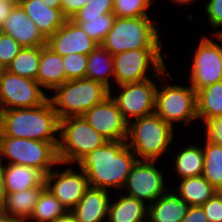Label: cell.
<instances>
[{
  "label": "cell",
  "mask_w": 222,
  "mask_h": 222,
  "mask_svg": "<svg viewBox=\"0 0 222 222\" xmlns=\"http://www.w3.org/2000/svg\"><path fill=\"white\" fill-rule=\"evenodd\" d=\"M138 161L126 141H107L89 152L78 163L86 174L89 186L121 191L133 166ZM121 189V190H120Z\"/></svg>",
  "instance_id": "obj_1"
},
{
  "label": "cell",
  "mask_w": 222,
  "mask_h": 222,
  "mask_svg": "<svg viewBox=\"0 0 222 222\" xmlns=\"http://www.w3.org/2000/svg\"><path fill=\"white\" fill-rule=\"evenodd\" d=\"M59 130L60 119L49 98L33 108L0 111V136L59 142Z\"/></svg>",
  "instance_id": "obj_2"
},
{
  "label": "cell",
  "mask_w": 222,
  "mask_h": 222,
  "mask_svg": "<svg viewBox=\"0 0 222 222\" xmlns=\"http://www.w3.org/2000/svg\"><path fill=\"white\" fill-rule=\"evenodd\" d=\"M174 131L154 112L128 123L126 144L138 160L159 161L169 147L177 144Z\"/></svg>",
  "instance_id": "obj_3"
},
{
  "label": "cell",
  "mask_w": 222,
  "mask_h": 222,
  "mask_svg": "<svg viewBox=\"0 0 222 222\" xmlns=\"http://www.w3.org/2000/svg\"><path fill=\"white\" fill-rule=\"evenodd\" d=\"M159 21L150 16L117 18L100 44L112 55L136 49H164Z\"/></svg>",
  "instance_id": "obj_4"
},
{
  "label": "cell",
  "mask_w": 222,
  "mask_h": 222,
  "mask_svg": "<svg viewBox=\"0 0 222 222\" xmlns=\"http://www.w3.org/2000/svg\"><path fill=\"white\" fill-rule=\"evenodd\" d=\"M110 96L104 84L88 78L69 80L56 87L49 100L59 119L82 116L87 110Z\"/></svg>",
  "instance_id": "obj_5"
},
{
  "label": "cell",
  "mask_w": 222,
  "mask_h": 222,
  "mask_svg": "<svg viewBox=\"0 0 222 222\" xmlns=\"http://www.w3.org/2000/svg\"><path fill=\"white\" fill-rule=\"evenodd\" d=\"M169 71L157 84L155 113L176 129L175 124L184 125L185 129L198 121L196 91L189 85L168 83ZM166 83V84H165Z\"/></svg>",
  "instance_id": "obj_6"
},
{
  "label": "cell",
  "mask_w": 222,
  "mask_h": 222,
  "mask_svg": "<svg viewBox=\"0 0 222 222\" xmlns=\"http://www.w3.org/2000/svg\"><path fill=\"white\" fill-rule=\"evenodd\" d=\"M58 144L59 142L0 136V164L33 167L46 176L60 163Z\"/></svg>",
  "instance_id": "obj_7"
},
{
  "label": "cell",
  "mask_w": 222,
  "mask_h": 222,
  "mask_svg": "<svg viewBox=\"0 0 222 222\" xmlns=\"http://www.w3.org/2000/svg\"><path fill=\"white\" fill-rule=\"evenodd\" d=\"M107 141L82 116L61 119L58 144L59 162L75 165L85 155Z\"/></svg>",
  "instance_id": "obj_8"
},
{
  "label": "cell",
  "mask_w": 222,
  "mask_h": 222,
  "mask_svg": "<svg viewBox=\"0 0 222 222\" xmlns=\"http://www.w3.org/2000/svg\"><path fill=\"white\" fill-rule=\"evenodd\" d=\"M167 68L165 66L155 77L110 89V96L127 123L155 112L156 84L167 73Z\"/></svg>",
  "instance_id": "obj_9"
},
{
  "label": "cell",
  "mask_w": 222,
  "mask_h": 222,
  "mask_svg": "<svg viewBox=\"0 0 222 222\" xmlns=\"http://www.w3.org/2000/svg\"><path fill=\"white\" fill-rule=\"evenodd\" d=\"M211 36L202 34L199 43L195 45L193 56L191 55L192 65L187 80L196 92L222 81V35Z\"/></svg>",
  "instance_id": "obj_10"
},
{
  "label": "cell",
  "mask_w": 222,
  "mask_h": 222,
  "mask_svg": "<svg viewBox=\"0 0 222 222\" xmlns=\"http://www.w3.org/2000/svg\"><path fill=\"white\" fill-rule=\"evenodd\" d=\"M162 50L136 49L113 55L114 85L140 82L155 77L166 66Z\"/></svg>",
  "instance_id": "obj_11"
},
{
  "label": "cell",
  "mask_w": 222,
  "mask_h": 222,
  "mask_svg": "<svg viewBox=\"0 0 222 222\" xmlns=\"http://www.w3.org/2000/svg\"><path fill=\"white\" fill-rule=\"evenodd\" d=\"M159 161L138 160L127 177L122 188L123 194L136 198L146 205L152 204L169 188L166 185V174L160 170ZM126 189V191H124Z\"/></svg>",
  "instance_id": "obj_12"
},
{
  "label": "cell",
  "mask_w": 222,
  "mask_h": 222,
  "mask_svg": "<svg viewBox=\"0 0 222 222\" xmlns=\"http://www.w3.org/2000/svg\"><path fill=\"white\" fill-rule=\"evenodd\" d=\"M48 93L36 81L8 72L0 79V111L33 108L48 99Z\"/></svg>",
  "instance_id": "obj_13"
},
{
  "label": "cell",
  "mask_w": 222,
  "mask_h": 222,
  "mask_svg": "<svg viewBox=\"0 0 222 222\" xmlns=\"http://www.w3.org/2000/svg\"><path fill=\"white\" fill-rule=\"evenodd\" d=\"M59 163L45 176V185L67 211H71L89 188L85 172L75 164ZM57 167H60L59 170ZM78 167V168H77ZM65 170H61V169Z\"/></svg>",
  "instance_id": "obj_14"
},
{
  "label": "cell",
  "mask_w": 222,
  "mask_h": 222,
  "mask_svg": "<svg viewBox=\"0 0 222 222\" xmlns=\"http://www.w3.org/2000/svg\"><path fill=\"white\" fill-rule=\"evenodd\" d=\"M82 117L108 141H126L128 123L111 96L87 110Z\"/></svg>",
  "instance_id": "obj_15"
},
{
  "label": "cell",
  "mask_w": 222,
  "mask_h": 222,
  "mask_svg": "<svg viewBox=\"0 0 222 222\" xmlns=\"http://www.w3.org/2000/svg\"><path fill=\"white\" fill-rule=\"evenodd\" d=\"M98 45L72 19L46 39V46L62 57L72 53L89 55Z\"/></svg>",
  "instance_id": "obj_16"
},
{
  "label": "cell",
  "mask_w": 222,
  "mask_h": 222,
  "mask_svg": "<svg viewBox=\"0 0 222 222\" xmlns=\"http://www.w3.org/2000/svg\"><path fill=\"white\" fill-rule=\"evenodd\" d=\"M0 31L12 36L22 47L46 45V38L20 5H14Z\"/></svg>",
  "instance_id": "obj_17"
},
{
  "label": "cell",
  "mask_w": 222,
  "mask_h": 222,
  "mask_svg": "<svg viewBox=\"0 0 222 222\" xmlns=\"http://www.w3.org/2000/svg\"><path fill=\"white\" fill-rule=\"evenodd\" d=\"M110 191L90 187L71 210L77 222H107Z\"/></svg>",
  "instance_id": "obj_18"
},
{
  "label": "cell",
  "mask_w": 222,
  "mask_h": 222,
  "mask_svg": "<svg viewBox=\"0 0 222 222\" xmlns=\"http://www.w3.org/2000/svg\"><path fill=\"white\" fill-rule=\"evenodd\" d=\"M1 171L5 193L46 187L45 175L36 168L16 164H1Z\"/></svg>",
  "instance_id": "obj_19"
},
{
  "label": "cell",
  "mask_w": 222,
  "mask_h": 222,
  "mask_svg": "<svg viewBox=\"0 0 222 222\" xmlns=\"http://www.w3.org/2000/svg\"><path fill=\"white\" fill-rule=\"evenodd\" d=\"M170 188L148 205L147 222H181L188 213L191 206Z\"/></svg>",
  "instance_id": "obj_20"
},
{
  "label": "cell",
  "mask_w": 222,
  "mask_h": 222,
  "mask_svg": "<svg viewBox=\"0 0 222 222\" xmlns=\"http://www.w3.org/2000/svg\"><path fill=\"white\" fill-rule=\"evenodd\" d=\"M20 6L46 39L67 20L61 9L50 8L42 0H22Z\"/></svg>",
  "instance_id": "obj_21"
},
{
  "label": "cell",
  "mask_w": 222,
  "mask_h": 222,
  "mask_svg": "<svg viewBox=\"0 0 222 222\" xmlns=\"http://www.w3.org/2000/svg\"><path fill=\"white\" fill-rule=\"evenodd\" d=\"M36 81L47 92L68 81L63 67V58L49 47L41 46L39 69Z\"/></svg>",
  "instance_id": "obj_22"
},
{
  "label": "cell",
  "mask_w": 222,
  "mask_h": 222,
  "mask_svg": "<svg viewBox=\"0 0 222 222\" xmlns=\"http://www.w3.org/2000/svg\"><path fill=\"white\" fill-rule=\"evenodd\" d=\"M117 195L110 199L107 222H147L148 205L125 194Z\"/></svg>",
  "instance_id": "obj_23"
},
{
  "label": "cell",
  "mask_w": 222,
  "mask_h": 222,
  "mask_svg": "<svg viewBox=\"0 0 222 222\" xmlns=\"http://www.w3.org/2000/svg\"><path fill=\"white\" fill-rule=\"evenodd\" d=\"M187 146L182 145L171 161L172 168L177 175V179L196 177L203 174L204 153L202 147L195 143ZM179 151V152H178Z\"/></svg>",
  "instance_id": "obj_24"
},
{
  "label": "cell",
  "mask_w": 222,
  "mask_h": 222,
  "mask_svg": "<svg viewBox=\"0 0 222 222\" xmlns=\"http://www.w3.org/2000/svg\"><path fill=\"white\" fill-rule=\"evenodd\" d=\"M85 78L100 82L109 89L114 86L113 55L101 45L88 55Z\"/></svg>",
  "instance_id": "obj_25"
},
{
  "label": "cell",
  "mask_w": 222,
  "mask_h": 222,
  "mask_svg": "<svg viewBox=\"0 0 222 222\" xmlns=\"http://www.w3.org/2000/svg\"><path fill=\"white\" fill-rule=\"evenodd\" d=\"M45 187L30 188L15 193H5V202L2 212L26 222L34 211L41 191Z\"/></svg>",
  "instance_id": "obj_26"
},
{
  "label": "cell",
  "mask_w": 222,
  "mask_h": 222,
  "mask_svg": "<svg viewBox=\"0 0 222 222\" xmlns=\"http://www.w3.org/2000/svg\"><path fill=\"white\" fill-rule=\"evenodd\" d=\"M178 183L174 191L190 206H202L217 191L202 175L176 180Z\"/></svg>",
  "instance_id": "obj_27"
},
{
  "label": "cell",
  "mask_w": 222,
  "mask_h": 222,
  "mask_svg": "<svg viewBox=\"0 0 222 222\" xmlns=\"http://www.w3.org/2000/svg\"><path fill=\"white\" fill-rule=\"evenodd\" d=\"M197 116L203 123L222 115V81L196 92Z\"/></svg>",
  "instance_id": "obj_28"
},
{
  "label": "cell",
  "mask_w": 222,
  "mask_h": 222,
  "mask_svg": "<svg viewBox=\"0 0 222 222\" xmlns=\"http://www.w3.org/2000/svg\"><path fill=\"white\" fill-rule=\"evenodd\" d=\"M204 165L202 176L219 192H222V145L203 139Z\"/></svg>",
  "instance_id": "obj_29"
},
{
  "label": "cell",
  "mask_w": 222,
  "mask_h": 222,
  "mask_svg": "<svg viewBox=\"0 0 222 222\" xmlns=\"http://www.w3.org/2000/svg\"><path fill=\"white\" fill-rule=\"evenodd\" d=\"M40 55L41 46L23 47L7 66L6 70L18 76L36 80Z\"/></svg>",
  "instance_id": "obj_30"
},
{
  "label": "cell",
  "mask_w": 222,
  "mask_h": 222,
  "mask_svg": "<svg viewBox=\"0 0 222 222\" xmlns=\"http://www.w3.org/2000/svg\"><path fill=\"white\" fill-rule=\"evenodd\" d=\"M67 212L60 201L45 187L39 195L33 213L26 222H52Z\"/></svg>",
  "instance_id": "obj_31"
},
{
  "label": "cell",
  "mask_w": 222,
  "mask_h": 222,
  "mask_svg": "<svg viewBox=\"0 0 222 222\" xmlns=\"http://www.w3.org/2000/svg\"><path fill=\"white\" fill-rule=\"evenodd\" d=\"M82 30L99 45L114 26L116 16L111 14L100 15L94 18H72Z\"/></svg>",
  "instance_id": "obj_32"
},
{
  "label": "cell",
  "mask_w": 222,
  "mask_h": 222,
  "mask_svg": "<svg viewBox=\"0 0 222 222\" xmlns=\"http://www.w3.org/2000/svg\"><path fill=\"white\" fill-rule=\"evenodd\" d=\"M154 1L156 0H114L113 14L117 18L150 16L148 11L153 7Z\"/></svg>",
  "instance_id": "obj_33"
},
{
  "label": "cell",
  "mask_w": 222,
  "mask_h": 222,
  "mask_svg": "<svg viewBox=\"0 0 222 222\" xmlns=\"http://www.w3.org/2000/svg\"><path fill=\"white\" fill-rule=\"evenodd\" d=\"M62 58L65 76L68 81L85 78L88 55L72 53Z\"/></svg>",
  "instance_id": "obj_34"
},
{
  "label": "cell",
  "mask_w": 222,
  "mask_h": 222,
  "mask_svg": "<svg viewBox=\"0 0 222 222\" xmlns=\"http://www.w3.org/2000/svg\"><path fill=\"white\" fill-rule=\"evenodd\" d=\"M204 13L206 14L203 21L214 29L210 35H222V0H208L205 1ZM206 19V20H205ZM216 29H218L216 31Z\"/></svg>",
  "instance_id": "obj_35"
},
{
  "label": "cell",
  "mask_w": 222,
  "mask_h": 222,
  "mask_svg": "<svg viewBox=\"0 0 222 222\" xmlns=\"http://www.w3.org/2000/svg\"><path fill=\"white\" fill-rule=\"evenodd\" d=\"M23 47L10 35L0 31V63L7 68Z\"/></svg>",
  "instance_id": "obj_36"
},
{
  "label": "cell",
  "mask_w": 222,
  "mask_h": 222,
  "mask_svg": "<svg viewBox=\"0 0 222 222\" xmlns=\"http://www.w3.org/2000/svg\"><path fill=\"white\" fill-rule=\"evenodd\" d=\"M203 125L204 139L210 143L222 145V115L205 121Z\"/></svg>",
  "instance_id": "obj_37"
},
{
  "label": "cell",
  "mask_w": 222,
  "mask_h": 222,
  "mask_svg": "<svg viewBox=\"0 0 222 222\" xmlns=\"http://www.w3.org/2000/svg\"><path fill=\"white\" fill-rule=\"evenodd\" d=\"M202 208L209 222H222V192H217Z\"/></svg>",
  "instance_id": "obj_38"
},
{
  "label": "cell",
  "mask_w": 222,
  "mask_h": 222,
  "mask_svg": "<svg viewBox=\"0 0 222 222\" xmlns=\"http://www.w3.org/2000/svg\"><path fill=\"white\" fill-rule=\"evenodd\" d=\"M89 1L90 0H61L62 13L67 19H72Z\"/></svg>",
  "instance_id": "obj_39"
},
{
  "label": "cell",
  "mask_w": 222,
  "mask_h": 222,
  "mask_svg": "<svg viewBox=\"0 0 222 222\" xmlns=\"http://www.w3.org/2000/svg\"><path fill=\"white\" fill-rule=\"evenodd\" d=\"M181 222H209L202 206H191Z\"/></svg>",
  "instance_id": "obj_40"
},
{
  "label": "cell",
  "mask_w": 222,
  "mask_h": 222,
  "mask_svg": "<svg viewBox=\"0 0 222 222\" xmlns=\"http://www.w3.org/2000/svg\"><path fill=\"white\" fill-rule=\"evenodd\" d=\"M104 14H108L104 9L88 8V5H85L73 18H94Z\"/></svg>",
  "instance_id": "obj_41"
},
{
  "label": "cell",
  "mask_w": 222,
  "mask_h": 222,
  "mask_svg": "<svg viewBox=\"0 0 222 222\" xmlns=\"http://www.w3.org/2000/svg\"><path fill=\"white\" fill-rule=\"evenodd\" d=\"M114 0H90L88 8L104 9L108 14L113 13Z\"/></svg>",
  "instance_id": "obj_42"
},
{
  "label": "cell",
  "mask_w": 222,
  "mask_h": 222,
  "mask_svg": "<svg viewBox=\"0 0 222 222\" xmlns=\"http://www.w3.org/2000/svg\"><path fill=\"white\" fill-rule=\"evenodd\" d=\"M13 7V4L4 0H0V30L4 21L6 20V17L10 14Z\"/></svg>",
  "instance_id": "obj_43"
},
{
  "label": "cell",
  "mask_w": 222,
  "mask_h": 222,
  "mask_svg": "<svg viewBox=\"0 0 222 222\" xmlns=\"http://www.w3.org/2000/svg\"><path fill=\"white\" fill-rule=\"evenodd\" d=\"M52 222H77L75 216L71 213V211H68L63 216L57 218L56 220Z\"/></svg>",
  "instance_id": "obj_44"
},
{
  "label": "cell",
  "mask_w": 222,
  "mask_h": 222,
  "mask_svg": "<svg viewBox=\"0 0 222 222\" xmlns=\"http://www.w3.org/2000/svg\"><path fill=\"white\" fill-rule=\"evenodd\" d=\"M5 202V192H4V185L2 181V171H1V164H0V211H2Z\"/></svg>",
  "instance_id": "obj_45"
},
{
  "label": "cell",
  "mask_w": 222,
  "mask_h": 222,
  "mask_svg": "<svg viewBox=\"0 0 222 222\" xmlns=\"http://www.w3.org/2000/svg\"><path fill=\"white\" fill-rule=\"evenodd\" d=\"M0 222H22V221L0 211Z\"/></svg>",
  "instance_id": "obj_46"
},
{
  "label": "cell",
  "mask_w": 222,
  "mask_h": 222,
  "mask_svg": "<svg viewBox=\"0 0 222 222\" xmlns=\"http://www.w3.org/2000/svg\"><path fill=\"white\" fill-rule=\"evenodd\" d=\"M195 1H200V0H171V2L173 4H175V6H182V7H187V6H191V4H193Z\"/></svg>",
  "instance_id": "obj_47"
},
{
  "label": "cell",
  "mask_w": 222,
  "mask_h": 222,
  "mask_svg": "<svg viewBox=\"0 0 222 222\" xmlns=\"http://www.w3.org/2000/svg\"><path fill=\"white\" fill-rule=\"evenodd\" d=\"M50 8L61 9V0H42Z\"/></svg>",
  "instance_id": "obj_48"
},
{
  "label": "cell",
  "mask_w": 222,
  "mask_h": 222,
  "mask_svg": "<svg viewBox=\"0 0 222 222\" xmlns=\"http://www.w3.org/2000/svg\"><path fill=\"white\" fill-rule=\"evenodd\" d=\"M7 1L13 5H20L22 0H4Z\"/></svg>",
  "instance_id": "obj_49"
},
{
  "label": "cell",
  "mask_w": 222,
  "mask_h": 222,
  "mask_svg": "<svg viewBox=\"0 0 222 222\" xmlns=\"http://www.w3.org/2000/svg\"><path fill=\"white\" fill-rule=\"evenodd\" d=\"M5 71H6V67L0 63V79L2 78V75Z\"/></svg>",
  "instance_id": "obj_50"
}]
</instances>
